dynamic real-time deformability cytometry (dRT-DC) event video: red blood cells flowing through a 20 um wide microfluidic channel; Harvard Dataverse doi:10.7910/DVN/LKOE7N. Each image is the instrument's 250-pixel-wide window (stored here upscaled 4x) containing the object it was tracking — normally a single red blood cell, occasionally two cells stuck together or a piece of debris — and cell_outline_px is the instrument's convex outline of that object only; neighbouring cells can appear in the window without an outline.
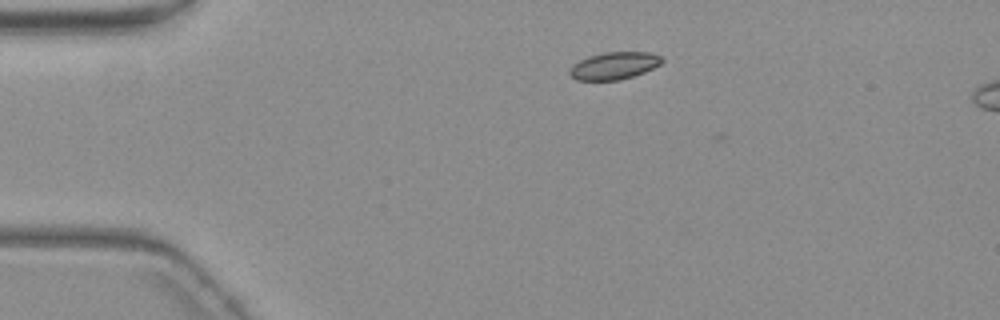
{"species": "common noctule bat (a hibernating species)", "species_latin": "Nyctalus noctula", "temperature_condition": "warm", "stored_images_in_passage": 6, "camera_frame_rate_fps": 3000, "um_per_image_px": 0.085, "animal": {"sex": "female", "body_mass_g": 19.3, "forearm_length_mm": 54.1}, "frame": {"image": 1, "passage_image": 1, "time_ms": 0.0, "image_size_px": [1000, 320], "cell_outline_px": [[664, 60], [660, 64], [644, 72], [620, 80], [576, 80], [568, 72], [572, 64], [588, 56], [604, 52], [652, 52], [660, 56]], "centroid_in_image_um": [52.19, 5.58], "position_along_channel_um": 32.8, "area_um2": 14.68}}